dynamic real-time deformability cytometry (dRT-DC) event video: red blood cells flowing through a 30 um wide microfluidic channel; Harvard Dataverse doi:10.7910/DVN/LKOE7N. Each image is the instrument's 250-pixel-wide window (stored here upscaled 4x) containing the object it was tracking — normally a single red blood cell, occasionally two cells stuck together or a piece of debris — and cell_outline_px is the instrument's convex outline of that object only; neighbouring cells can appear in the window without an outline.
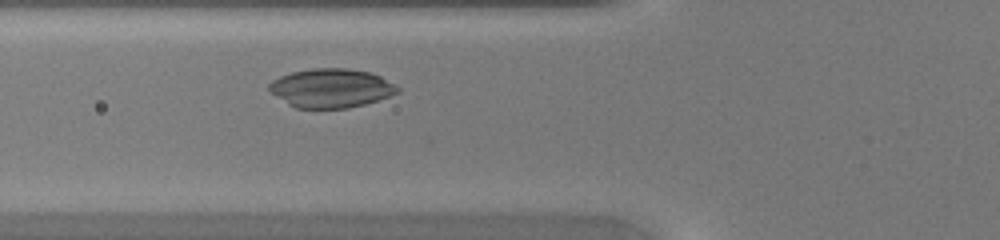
{"species": "common noctule bat (a hibernating species)", "species_latin": "Nyctalus noctula", "temperature_condition": "warm", "stored_images_in_passage": 29, "camera_frame_rate_fps": 3000, "um_per_image_px": 0.085, "animal": {"sex": "female", "body_mass_g": 20.0, "forearm_length_mm": 54.0}, "frame": {"image": 1, "passage_image": 7, "time_ms": 2.0, "image_size_px": [1000, 240], "cell_outline_px": [[400, 92], [364, 104], [348, 108], [296, 108], [288, 104], [276, 96], [268, 88], [268, 84], [272, 80], [280, 76], [292, 72], [312, 68], [348, 68], [372, 72], [396, 84], [400, 88]], "centroid_in_image_um": [28.16, 7.48], "position_along_channel_um": 97.6, "area_um2": 29.19}}
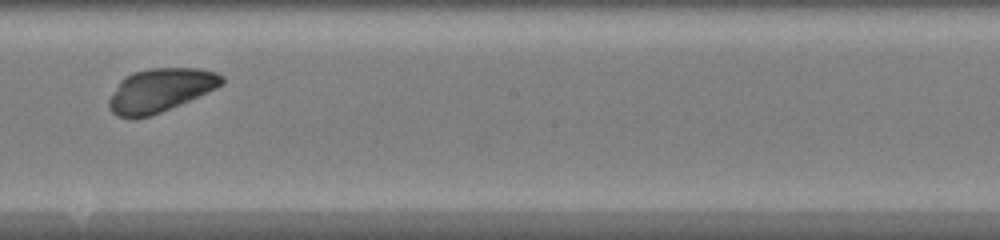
{"frame": {"image": 2, "passage_image": 16, "time_ms": 5.0, "image_size_px": [1000, 240], "cell_outline_px": [[224, 84], [216, 88], [160, 112], [148, 116], [116, 116], [108, 108], [108, 100], [120, 80], [124, 76], [132, 72], [152, 68], [200, 68], [216, 72], [224, 76]], "centroid_in_image_um": [13.62, 7.63], "position_along_channel_um": 234.6, "area_um2": 28.21}}
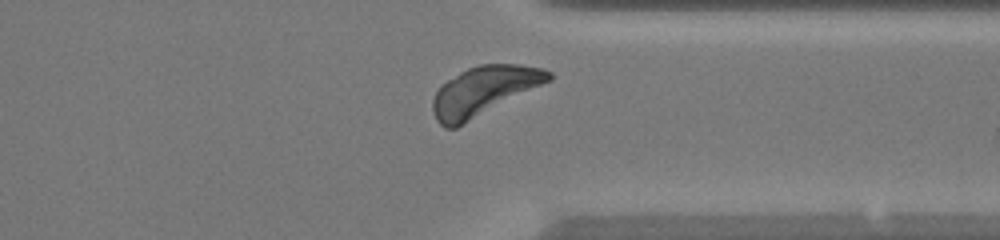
{"frame": {"image": 3, "passage_image": 25, "time_ms": 8.0, "image_size_px": [1000, 240], "cell_outline_px": [[552, 80], [456, 128], [444, 128], [436, 120], [432, 112], [432, 100], [440, 84], [460, 72], [468, 68], [480, 64], [520, 64], [544, 68], [552, 72]], "centroid_in_image_um": [41.12, 7.73], "position_along_channel_um": 370.3, "area_um2": 33.41}}